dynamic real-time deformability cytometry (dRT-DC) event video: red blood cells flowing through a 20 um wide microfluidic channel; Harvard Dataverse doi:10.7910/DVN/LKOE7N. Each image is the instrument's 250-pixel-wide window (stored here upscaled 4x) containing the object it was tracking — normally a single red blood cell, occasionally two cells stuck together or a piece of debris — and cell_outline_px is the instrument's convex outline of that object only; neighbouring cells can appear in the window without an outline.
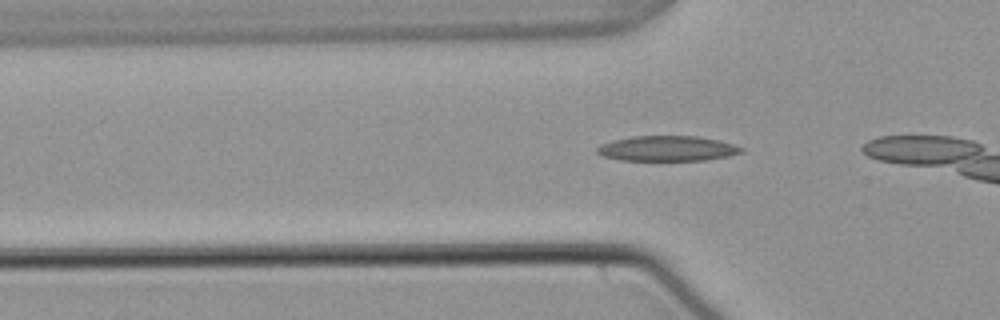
{"species": "common noctule bat (a hibernating species)", "species_latin": "Nyctalus noctula", "temperature_condition": "warm", "stored_images_in_passage": 35, "camera_frame_rate_fps": 3000, "um_per_image_px": 0.085, "animal": {"sex": "male", "body_mass_g": 21.5, "forearm_length_mm": 52.0}, "frame": {"image": 1, "passage_image": 11, "time_ms": 3.333, "image_size_px": [1000, 320], "cell_outline_px": [[744, 152], [728, 156], [704, 160], [620, 160], [604, 156], [596, 152], [596, 148], [600, 144], [632, 136], [696, 136], [716, 140], [732, 144], [744, 148]], "centroid_in_image_um": [56.71, 12.62], "position_along_channel_um": 69.1, "area_um2": 20.98}}
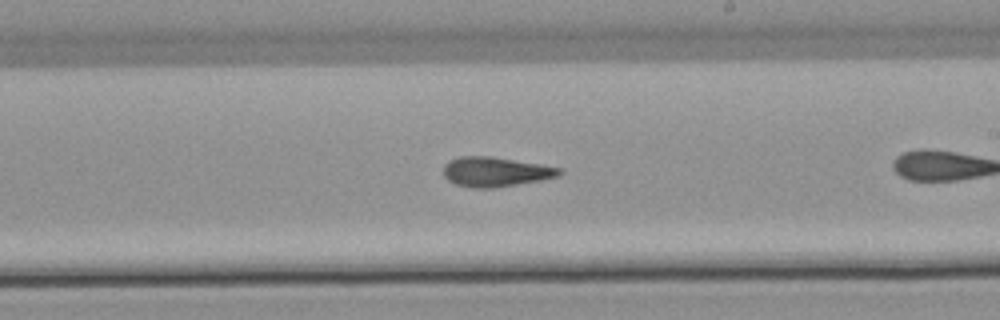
{"frame": {"image": 2, "passage_image": 25, "time_ms": 8.0, "image_size_px": [1000, 320], "cell_outline_px": [[564, 172], [560, 176], [540, 180], [492, 188], [472, 188], [456, 184], [448, 180], [444, 176], [444, 164], [448, 160], [460, 156], [492, 156], [564, 168]], "centroid_in_image_um": [42.14, 14.59], "position_along_channel_um": 246.9, "area_um2": 20.17}}